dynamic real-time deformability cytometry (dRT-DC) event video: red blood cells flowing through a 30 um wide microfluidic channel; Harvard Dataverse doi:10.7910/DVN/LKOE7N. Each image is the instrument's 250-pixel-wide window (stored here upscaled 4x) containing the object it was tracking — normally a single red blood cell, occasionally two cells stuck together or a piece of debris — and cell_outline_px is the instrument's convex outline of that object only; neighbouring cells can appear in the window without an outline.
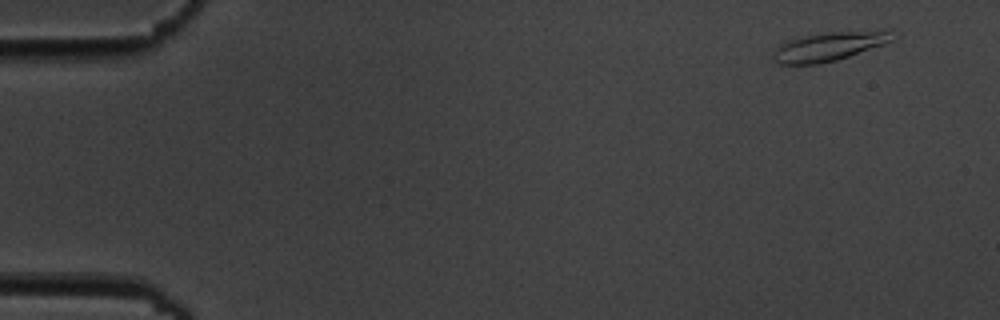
{"species": "common noctule bat (a hibernating species)", "species_latin": "Nyctalus noctula", "temperature_condition": "cold", "stored_images_in_passage": 6, "camera_frame_rate_fps": 3000, "um_per_image_px": 0.085, "animal": {"sex": "male", "body_mass_g": 19.5, "forearm_length_mm": 54.6}, "frame": {"image": 1, "passage_image": 1, "time_ms": 0.0, "image_size_px": [1000, 320], "cell_outline_px": [[892, 40], [884, 44], [836, 60], [816, 64], [780, 64], [772, 60], [772, 56], [776, 48], [780, 44], [796, 36], [828, 32], [888, 32]], "centroid_in_image_um": [70.28, 3.97], "position_along_channel_um": 14.7, "area_um2": 19.42}}
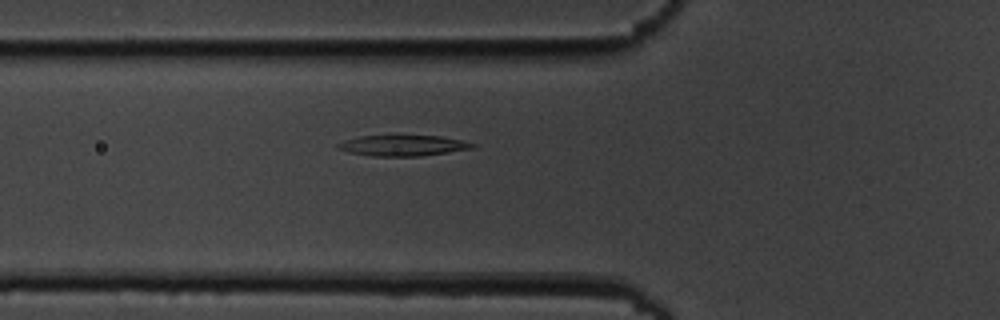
{"frame": {"image": 2, "passage_image": 6, "time_ms": 5.667, "image_size_px": [1000, 320], "cell_outline_px": [[476, 144], [472, 148], [448, 152], [420, 156], [372, 156], [348, 152], [336, 148], [336, 144], [344, 140], [360, 136], [440, 136], [460, 140]], "centroid_in_image_um": [34.19, 12.37], "position_along_channel_um": 91.6, "area_um2": 16.07}}